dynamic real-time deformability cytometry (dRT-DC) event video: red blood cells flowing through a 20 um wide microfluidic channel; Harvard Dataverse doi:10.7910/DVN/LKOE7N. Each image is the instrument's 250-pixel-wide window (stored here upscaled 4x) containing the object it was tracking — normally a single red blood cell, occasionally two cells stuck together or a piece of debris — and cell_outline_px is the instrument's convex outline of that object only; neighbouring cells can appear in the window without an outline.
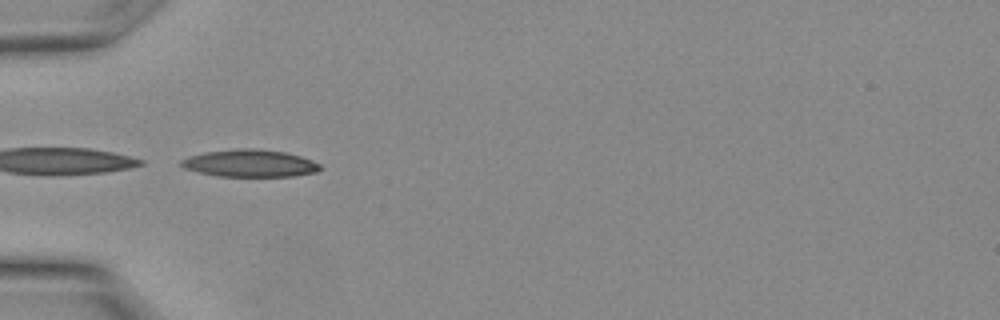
{"species": "Egyptian fruit bat (a non-hibernating species)", "species_latin": "Rousettus aegyptiacus", "temperature_condition": "warm", "stored_images_in_passage": 8, "camera_frame_rate_fps": 3000, "um_per_image_px": 0.085, "animal": {"sex": "female"}, "frame": {"image": 1, "passage_image": 1, "time_ms": 0.0, "image_size_px": [1000, 320], "cell_outline_px": [[324, 168], [316, 172], [292, 176], [216, 176], [184, 168], [180, 164], [180, 160], [204, 152], [240, 148], [252, 148], [284, 152], [300, 156], [312, 160], [320, 164]], "centroid_in_image_um": [21.27, 13.88], "position_along_channel_um": 63.7, "area_um2": 21.96}}
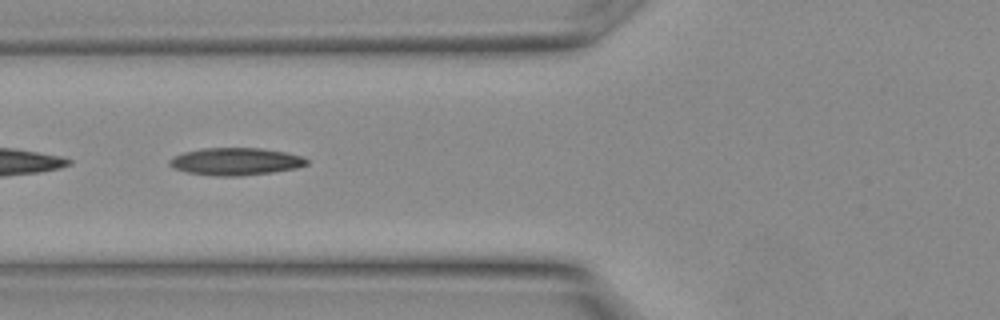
{"frame": {"image": 2, "passage_image": 3, "time_ms": 0.667, "image_size_px": [1000, 320], "cell_outline_px": [[308, 164], [296, 168], [272, 172], [240, 176], [216, 176], [188, 172], [172, 168], [168, 164], [168, 160], [172, 156], [184, 152], [204, 148], [260, 148], [284, 152], [300, 156], [308, 160]], "centroid_in_image_um": [19.98, 13.73], "position_along_channel_um": 105.8, "area_um2": 21.85}}
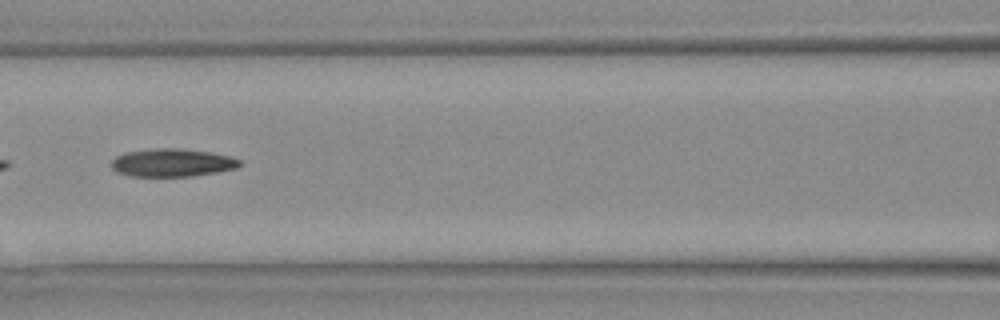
{"frame": {"image": 3, "passage_image": 5, "time_ms": 1.333, "image_size_px": [1000, 320], "cell_outline_px": [[240, 164], [236, 168], [216, 172], [192, 176], [132, 176], [116, 172], [112, 168], [112, 160], [116, 156], [128, 152], [160, 148], [176, 148], [208, 152], [228, 156], [240, 160]], "centroid_in_image_um": [14.61, 13.84], "position_along_channel_um": 152.0, "area_um2": 20.52}}